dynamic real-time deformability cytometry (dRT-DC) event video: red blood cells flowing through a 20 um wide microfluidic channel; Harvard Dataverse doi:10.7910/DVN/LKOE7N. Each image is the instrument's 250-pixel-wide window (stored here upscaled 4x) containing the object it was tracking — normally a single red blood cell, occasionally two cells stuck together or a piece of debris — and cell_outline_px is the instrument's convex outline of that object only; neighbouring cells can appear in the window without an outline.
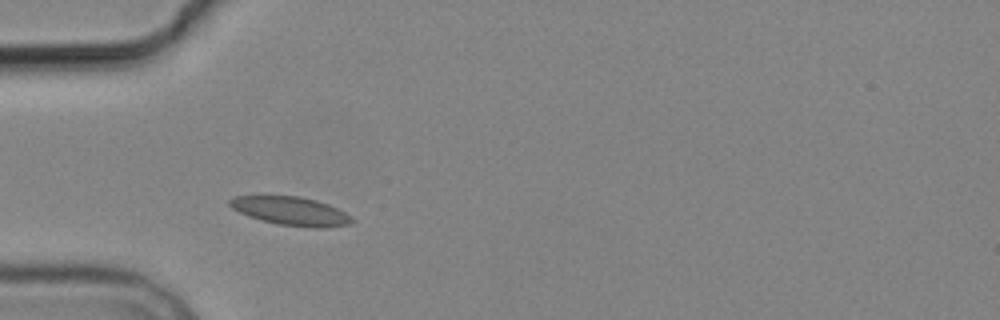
{"species": "common noctule bat (a hibernating species)", "species_latin": "Nyctalus noctula", "temperature_condition": "cold", "stored_images_in_passage": 5, "camera_frame_rate_fps": 3000, "um_per_image_px": 0.085, "animal": {"sex": "male", "body_mass_g": 19.2, "forearm_length_mm": 51.8}, "frame": {"image": 1, "passage_image": 4, "time_ms": 4.333, "image_size_px": [1000, 320], "cell_outline_px": [[356, 220], [352, 224], [324, 228], [316, 228], [280, 224], [248, 216], [232, 208], [228, 204], [228, 200], [232, 196], [300, 196], [316, 200], [328, 204], [352, 216]], "centroid_in_image_um": [24.76, 17.94], "position_along_channel_um": 60.2, "area_um2": 20.29}}
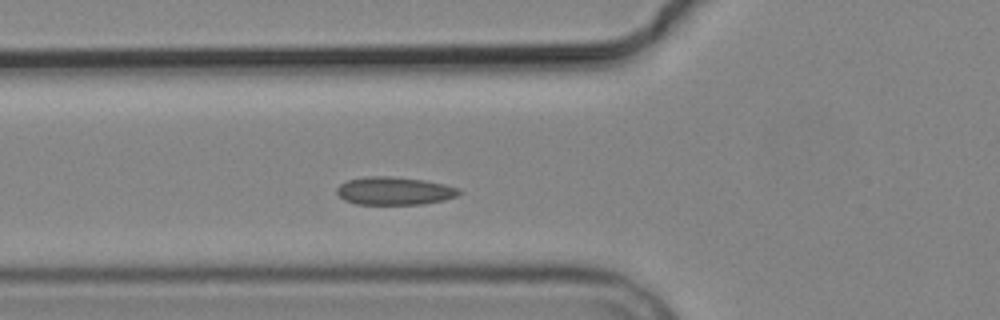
{"frame": {"image": 2, "passage_image": 5, "time_ms": 5.333, "image_size_px": [1000, 320], "cell_outline_px": [[464, 192], [456, 196], [444, 200], [420, 204], [356, 204], [344, 200], [336, 192], [336, 188], [340, 184], [348, 180], [368, 176], [392, 176], [424, 180], [444, 184], [460, 188]], "centroid_in_image_um": [33.54, 16.22], "position_along_channel_um": 92.3, "area_um2": 20.0}}